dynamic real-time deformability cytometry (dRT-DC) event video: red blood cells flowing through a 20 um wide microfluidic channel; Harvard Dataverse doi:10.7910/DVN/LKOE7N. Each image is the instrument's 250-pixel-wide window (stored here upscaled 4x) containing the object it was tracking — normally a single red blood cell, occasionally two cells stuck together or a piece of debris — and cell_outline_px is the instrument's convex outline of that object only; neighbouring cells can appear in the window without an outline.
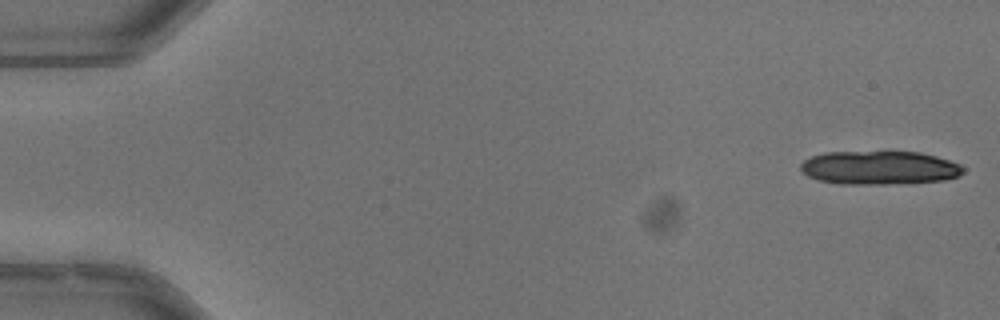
{"species": "common noctule bat (a hibernating species)", "species_latin": "Nyctalus noctula", "temperature_condition": "warm", "stored_images_in_passage": 15, "camera_frame_rate_fps": 3000, "um_per_image_px": 0.085, "animal": {"sex": "male", "body_mass_g": 13.3}, "frame": {"image": 1, "passage_image": 1, "time_ms": 0.0, "image_size_px": [1000, 320], "cell_outline_px": [[964, 172], [960, 176], [944, 180], [884, 184], [840, 184], [820, 180], [808, 176], [800, 168], [800, 164], [804, 160], [812, 156], [824, 152], [920, 152], [936, 156], [960, 164], [964, 168]], "centroid_in_image_um": [74.76, 14.26], "position_along_channel_um": 10.2, "area_um2": 31.73}}